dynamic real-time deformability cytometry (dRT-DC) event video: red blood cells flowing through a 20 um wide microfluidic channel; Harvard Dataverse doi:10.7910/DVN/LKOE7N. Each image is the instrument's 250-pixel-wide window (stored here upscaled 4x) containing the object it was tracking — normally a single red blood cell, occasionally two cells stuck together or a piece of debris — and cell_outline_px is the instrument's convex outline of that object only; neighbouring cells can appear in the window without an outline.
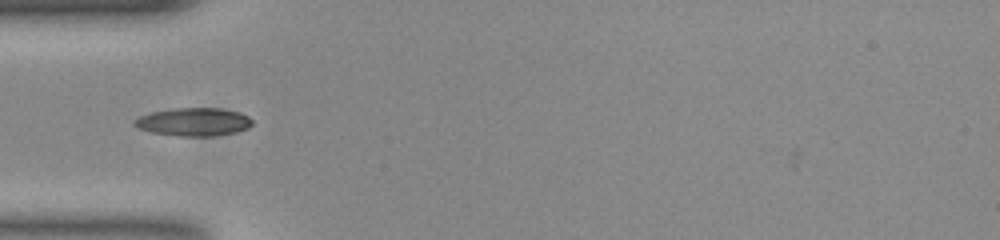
{"species": "common noctule bat (a hibernating species)", "species_latin": "Nyctalus noctula", "temperature_condition": "room temperature", "stored_images_in_passage": 40, "camera_frame_rate_fps": 3000, "um_per_image_px": 0.085, "animal": {"sex": "female", "body_mass_g": 23.0, "forearm_length_mm": 53.4}, "frame": {"image": 1, "passage_image": 4, "time_ms": 1.0, "image_size_px": [1000, 240], "cell_outline_px": [[252, 124], [248, 128], [236, 132], [216, 136], [176, 136], [152, 132], [140, 128], [132, 124], [132, 120], [140, 116], [152, 112], [172, 108], [220, 108], [240, 112], [248, 116], [252, 120]], "centroid_in_image_um": [16.47, 10.36], "position_along_channel_um": 68.5, "area_um2": 19.42}}
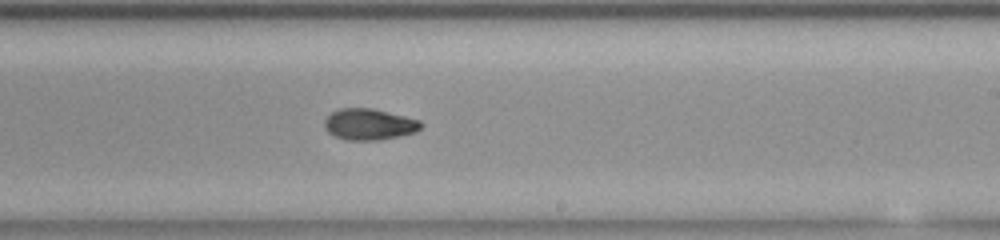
{"frame": {"image": 2, "passage_image": 19, "time_ms": 6.0, "image_size_px": [1000, 240], "cell_outline_px": [[424, 124], [416, 132], [400, 136], [380, 140], [344, 140], [328, 132], [324, 128], [324, 120], [332, 112], [340, 108], [372, 108], [420, 120]], "centroid_in_image_um": [31.38, 10.57], "position_along_channel_um": 257.6, "area_um2": 17.63}}
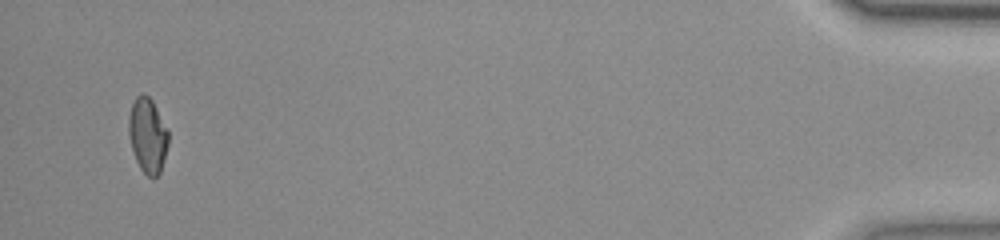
{"frame": {"image": 3, "passage_image": 39, "time_ms": 12.667, "image_size_px": [1000, 240], "cell_outline_px": [[168, 144], [160, 172], [152, 180], [140, 168], [136, 160], [132, 148], [128, 132], [128, 116], [132, 104], [136, 96], [140, 92], [148, 96], [152, 100], [168, 128]], "centroid_in_image_um": [12.55, 11.48], "position_along_channel_um": 422.7, "area_um2": 17.4}}